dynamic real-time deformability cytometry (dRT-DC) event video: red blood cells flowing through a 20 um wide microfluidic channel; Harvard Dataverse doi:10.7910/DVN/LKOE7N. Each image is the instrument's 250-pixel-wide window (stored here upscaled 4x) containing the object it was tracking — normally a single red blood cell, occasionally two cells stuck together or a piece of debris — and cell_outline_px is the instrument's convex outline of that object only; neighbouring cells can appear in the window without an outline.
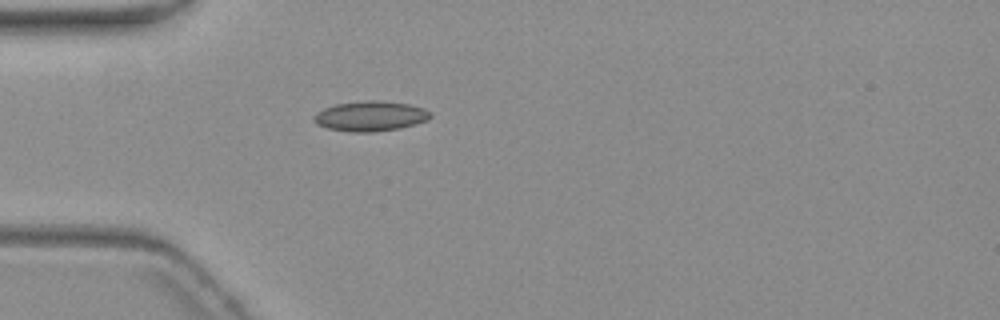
{"species": "common noctule bat (a hibernating species)", "species_latin": "Nyctalus noctula", "temperature_condition": "warm", "stored_images_in_passage": 1, "camera_frame_rate_fps": 3000, "um_per_image_px": 0.085, "animal": {"sex": "female", "body_mass_g": 19.3, "forearm_length_mm": 54.1}, "frame": {"image": 1, "passage_image": 1, "time_ms": 0.0, "image_size_px": [1000, 320], "cell_outline_px": [[432, 116], [428, 120], [400, 128], [372, 132], [352, 132], [328, 128], [316, 124], [312, 120], [312, 116], [316, 112], [324, 108], [336, 104], [364, 100], [380, 100], [408, 104], [424, 108], [432, 112]], "centroid_in_image_um": [31.48, 9.86], "position_along_channel_um": 53.5, "area_um2": 20.58}}